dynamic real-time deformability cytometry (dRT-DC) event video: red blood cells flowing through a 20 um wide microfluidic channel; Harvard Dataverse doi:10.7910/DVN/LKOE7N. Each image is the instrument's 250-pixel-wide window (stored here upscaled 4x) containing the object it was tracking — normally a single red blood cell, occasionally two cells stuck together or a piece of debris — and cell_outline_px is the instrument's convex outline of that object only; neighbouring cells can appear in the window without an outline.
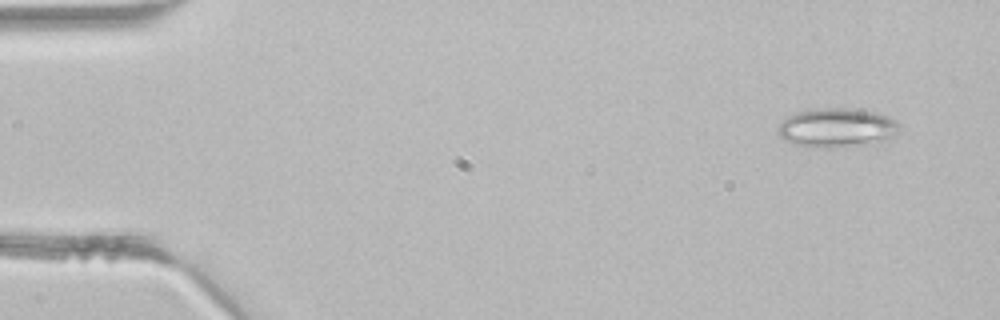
{"species": "common noctule bat (a hibernating species)", "species_latin": "Nyctalus noctula", "temperature_condition": "room temperature", "stored_images_in_passage": 3, "camera_frame_rate_fps": 3000, "um_per_image_px": 0.085, "animal": {"sex": "male", "body_mass_g": 21.5, "forearm_length_mm": 52.0}, "frame": {"image": 1, "passage_image": 1, "time_ms": 0.0, "image_size_px": [1000, 320], "cell_outline_px": [[900, 128], [888, 140], [844, 148], [812, 148], [792, 144], [784, 140], [776, 132], [776, 128], [788, 116], [796, 112], [816, 108], [852, 108], [876, 112], [888, 116], [896, 120], [900, 124]], "centroid_in_image_um": [71.11, 10.87], "position_along_channel_um": 13.9, "area_um2": 28.32}}